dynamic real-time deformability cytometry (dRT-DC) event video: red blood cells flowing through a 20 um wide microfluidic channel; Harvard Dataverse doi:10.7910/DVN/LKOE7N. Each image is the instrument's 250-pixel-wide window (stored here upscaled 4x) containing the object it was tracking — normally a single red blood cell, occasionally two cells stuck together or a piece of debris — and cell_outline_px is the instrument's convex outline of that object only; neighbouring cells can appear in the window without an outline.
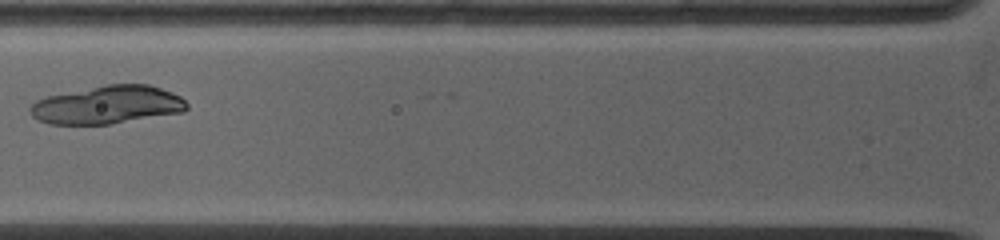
{"species": "common noctule bat (a hibernating species)", "species_latin": "Nyctalus noctula", "temperature_condition": "warm", "stored_images_in_passage": 5, "camera_frame_rate_fps": 5000, "um_per_image_px": 0.085, "animal": {"sex": "female", "body_mass_g": 19.0, "forearm_length_mm": 53.3}, "frame": {"image": 1, "passage_image": 4, "time_ms": 1.8, "image_size_px": [1000, 240], "cell_outline_px": [[188, 108], [184, 112], [108, 124], [48, 124], [36, 120], [32, 116], [28, 108], [36, 100], [48, 96], [104, 84], [148, 84], [172, 92], [180, 96], [188, 104]], "centroid_in_image_um": [9.11, 8.91], "position_along_channel_um": 116.7, "area_um2": 34.85}}